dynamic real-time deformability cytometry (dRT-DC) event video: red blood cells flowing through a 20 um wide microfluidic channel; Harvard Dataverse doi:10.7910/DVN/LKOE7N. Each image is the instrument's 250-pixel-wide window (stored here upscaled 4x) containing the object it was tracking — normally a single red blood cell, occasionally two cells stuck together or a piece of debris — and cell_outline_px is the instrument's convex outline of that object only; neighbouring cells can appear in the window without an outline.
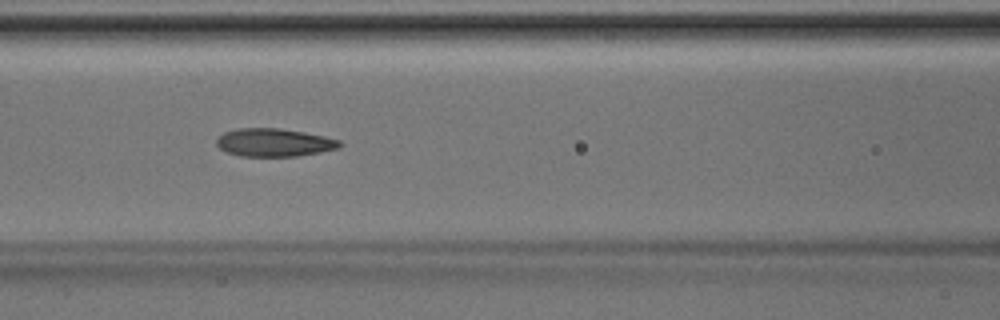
{"species": "Egyptian fruit bat (a non-hibernating species)", "species_latin": "Rousettus aegyptiacus", "temperature_condition": "room temperature", "stored_images_in_passage": 41, "camera_frame_rate_fps": 3000, "um_per_image_px": 0.085, "animal": {"sex": "male"}, "frame": {"image": 1, "passage_image": 18, "time_ms": 5.667, "image_size_px": [1000, 320], "cell_outline_px": [[344, 144], [340, 148], [320, 152], [296, 156], [240, 156], [228, 152], [220, 148], [216, 144], [216, 140], [224, 132], [236, 128], [280, 128], [304, 132], [324, 136], [340, 140]], "centroid_in_image_um": [23.33, 12.11], "position_along_channel_um": 143.3, "area_um2": 20.17}}